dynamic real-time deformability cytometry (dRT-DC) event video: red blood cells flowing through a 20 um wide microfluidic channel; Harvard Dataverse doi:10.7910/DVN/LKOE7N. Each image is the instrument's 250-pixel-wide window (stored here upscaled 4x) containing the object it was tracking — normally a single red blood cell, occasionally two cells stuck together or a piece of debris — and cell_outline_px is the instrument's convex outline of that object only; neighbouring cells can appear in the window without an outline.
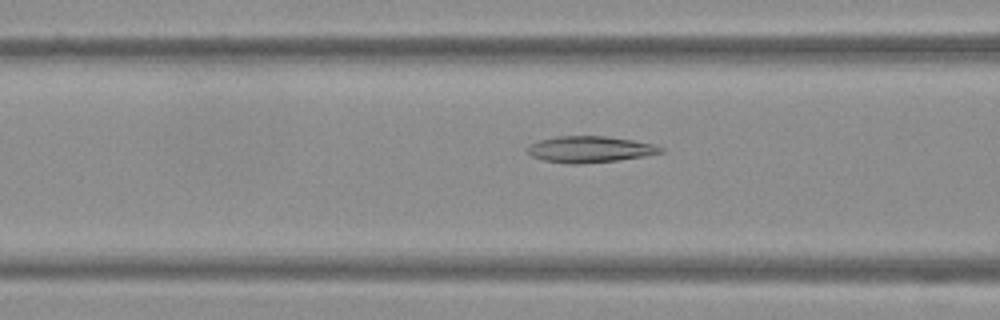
{"species": "Egyptian fruit bat (a non-hibernating species)", "species_latin": "Rousettus aegyptiacus", "temperature_condition": "warm", "stored_images_in_passage": 50, "camera_frame_rate_fps": 3000, "um_per_image_px": 0.085, "frame": {"image": 1, "passage_image": 20, "time_ms": 6.333, "image_size_px": [1000, 320], "cell_outline_px": [[664, 152], [644, 156], [616, 160], [580, 164], [568, 164], [544, 160], [532, 156], [528, 152], [528, 148], [532, 144], [540, 140], [556, 136], [604, 136], [632, 140], [656, 144], [664, 148]], "centroid_in_image_um": [50.18, 12.69], "position_along_channel_um": 116.4, "area_um2": 20.29}}
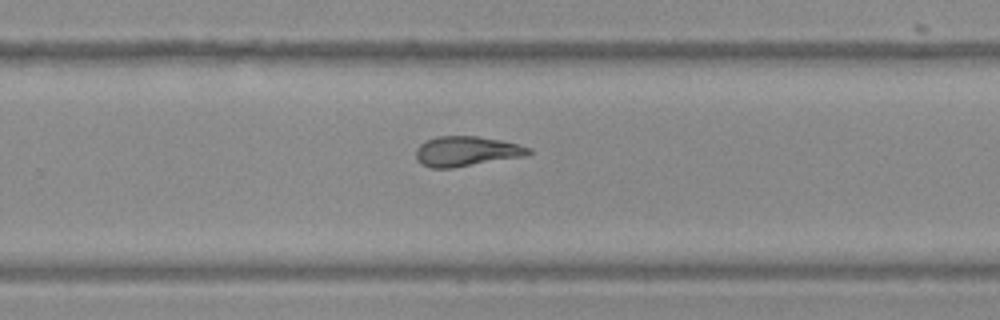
{"frame": {"image": 2, "passage_image": 33, "time_ms": 10.667, "image_size_px": [1000, 320], "cell_outline_px": [[532, 152], [524, 156], [452, 168], [432, 168], [420, 164], [416, 160], [416, 148], [420, 144], [436, 136], [476, 136], [500, 140], [532, 148]], "centroid_in_image_um": [39.61, 12.86], "position_along_channel_um": 290.2, "area_um2": 19.59}}
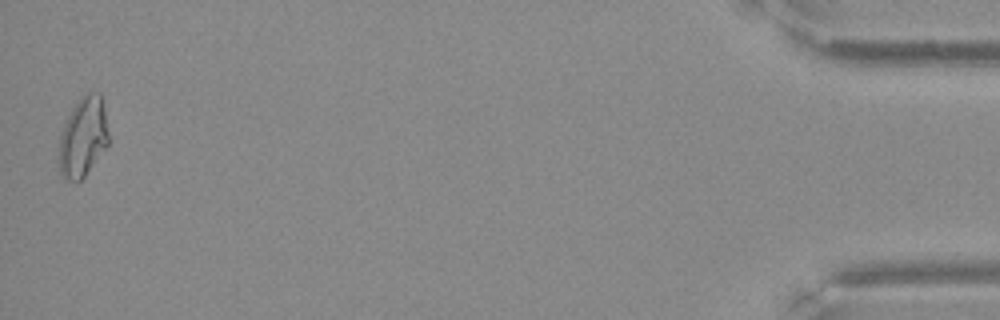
{"frame": {"image": 3, "passage_image": 50, "time_ms": 16.333, "image_size_px": [1000, 320], "cell_outline_px": [[108, 144], [84, 176], [80, 180], [68, 180], [60, 176], [56, 160], [60, 136], [64, 120], [80, 96], [88, 92], [100, 92], [104, 108], [108, 132]], "centroid_in_image_um": [7.0, 11.64], "position_along_channel_um": 428.2, "area_um2": 23.41}}